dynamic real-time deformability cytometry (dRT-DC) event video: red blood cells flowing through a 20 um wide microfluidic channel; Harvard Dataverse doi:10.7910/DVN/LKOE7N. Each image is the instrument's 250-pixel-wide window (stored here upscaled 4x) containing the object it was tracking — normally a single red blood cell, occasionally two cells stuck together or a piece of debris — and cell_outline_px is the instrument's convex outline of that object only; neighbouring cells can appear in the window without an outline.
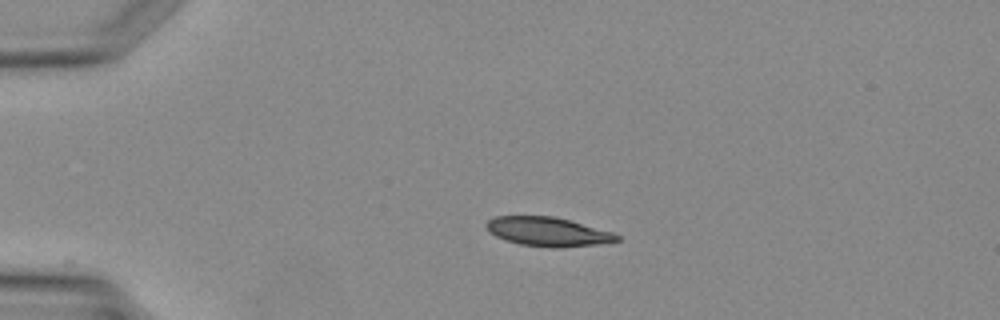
{"species": "Egyptian fruit bat (a non-hibernating species)", "species_latin": "Rousettus aegyptiacus", "temperature_condition": "warm", "stored_images_in_passage": 3, "camera_frame_rate_fps": 3000, "um_per_image_px": 0.085, "animal": {"sex": "female"}, "frame": {"image": 1, "passage_image": 1, "time_ms": 0.0, "image_size_px": [1000, 320], "cell_outline_px": [[620, 240], [596, 244], [560, 248], [552, 248], [520, 244], [504, 240], [488, 232], [484, 224], [488, 220], [496, 216], [552, 216], [568, 220], [612, 232], [620, 236]], "centroid_in_image_um": [46.51, 19.7], "position_along_channel_um": 38.5, "area_um2": 22.02}}
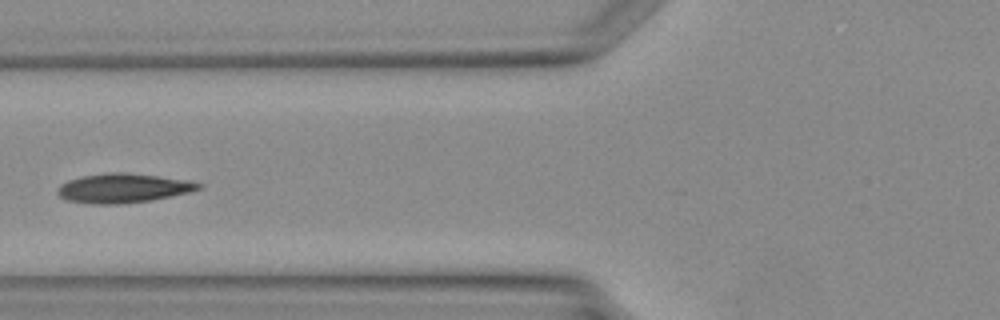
{"frame": {"image": 2, "passage_image": 3, "time_ms": 2.333, "image_size_px": [1000, 320], "cell_outline_px": [[204, 188], [188, 192], [152, 200], [120, 204], [92, 204], [68, 200], [60, 196], [56, 192], [56, 188], [60, 184], [68, 180], [84, 176], [108, 172], [124, 172], [188, 180], [204, 184]], "centroid_in_image_um": [10.46, 15.99], "position_along_channel_um": 115.3, "area_um2": 24.04}}